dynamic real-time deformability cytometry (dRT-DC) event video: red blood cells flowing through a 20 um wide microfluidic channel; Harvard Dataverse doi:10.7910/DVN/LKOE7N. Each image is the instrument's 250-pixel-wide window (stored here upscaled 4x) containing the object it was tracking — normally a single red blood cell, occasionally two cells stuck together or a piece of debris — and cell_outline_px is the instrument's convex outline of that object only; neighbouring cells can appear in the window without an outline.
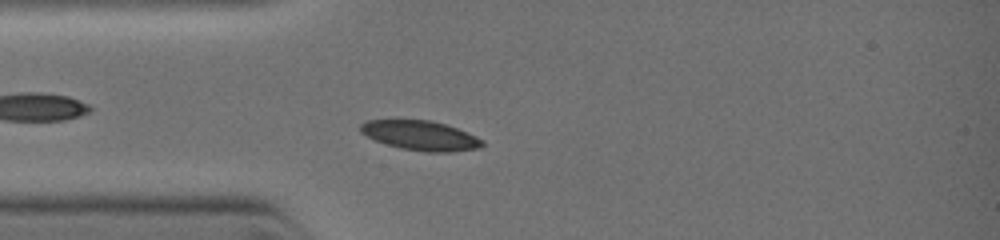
{"species": "common noctule bat (a hibernating species)", "species_latin": "Nyctalus noctula", "temperature_condition": "warm", "stored_images_in_passage": 18, "camera_frame_rate_fps": 3000, "um_per_image_px": 0.085, "animal": {"sex": "female", "body_mass_g": 19.0, "forearm_length_mm": 51.5}, "frame": {"image": 1, "passage_image": 8, "time_ms": 2.0, "image_size_px": [1000, 240], "cell_outline_px": [[484, 144], [480, 148], [452, 152], [428, 152], [400, 148], [384, 144], [360, 132], [360, 124], [368, 120], [432, 120], [456, 128], [476, 136], [484, 140]], "centroid_in_image_um": [35.76, 11.52], "position_along_channel_um": 49.2, "area_um2": 20.98}}
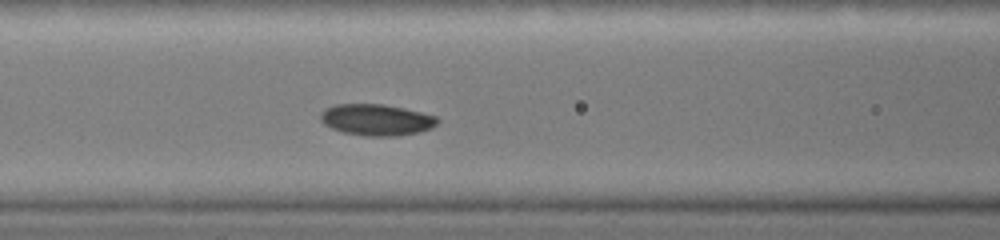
{"frame": {"image": 2, "passage_image": 16, "time_ms": 3.667, "image_size_px": [1000, 240], "cell_outline_px": [[440, 120], [432, 128], [416, 132], [396, 136], [364, 136], [344, 132], [332, 128], [324, 124], [320, 120], [320, 112], [336, 104], [384, 104], [404, 108], [436, 116]], "centroid_in_image_um": [31.99, 10.18], "position_along_channel_um": 134.6, "area_um2": 21.27}}
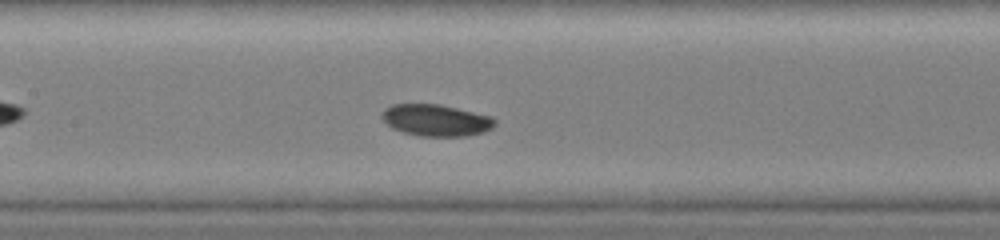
{"frame": {"image": 3, "passage_image": 18, "time_ms": 4.333, "image_size_px": [1000, 240], "cell_outline_px": [[496, 124], [492, 128], [484, 132], [464, 136], [416, 136], [392, 128], [380, 116], [384, 108], [392, 104], [440, 104], [492, 116], [496, 120]], "centroid_in_image_um": [37.06, 10.21], "position_along_channel_um": 170.3, "area_um2": 20.98}}